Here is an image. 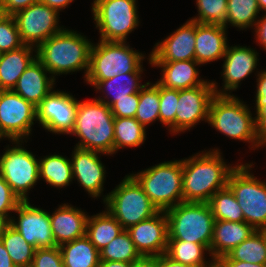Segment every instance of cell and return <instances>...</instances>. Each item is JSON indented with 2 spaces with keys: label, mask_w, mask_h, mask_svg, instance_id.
<instances>
[{
  "label": "cell",
  "mask_w": 266,
  "mask_h": 267,
  "mask_svg": "<svg viewBox=\"0 0 266 267\" xmlns=\"http://www.w3.org/2000/svg\"><path fill=\"white\" fill-rule=\"evenodd\" d=\"M195 35L196 21L187 20L163 41L155 43L148 57L151 62L195 60Z\"/></svg>",
  "instance_id": "19"
},
{
  "label": "cell",
  "mask_w": 266,
  "mask_h": 267,
  "mask_svg": "<svg viewBox=\"0 0 266 267\" xmlns=\"http://www.w3.org/2000/svg\"><path fill=\"white\" fill-rule=\"evenodd\" d=\"M205 253L211 260L206 261ZM165 254L176 262L192 267H205L213 260L210 249L204 244L182 240H168Z\"/></svg>",
  "instance_id": "31"
},
{
  "label": "cell",
  "mask_w": 266,
  "mask_h": 267,
  "mask_svg": "<svg viewBox=\"0 0 266 267\" xmlns=\"http://www.w3.org/2000/svg\"><path fill=\"white\" fill-rule=\"evenodd\" d=\"M91 7L99 40L127 42L140 23L136 0H94Z\"/></svg>",
  "instance_id": "10"
},
{
  "label": "cell",
  "mask_w": 266,
  "mask_h": 267,
  "mask_svg": "<svg viewBox=\"0 0 266 267\" xmlns=\"http://www.w3.org/2000/svg\"><path fill=\"white\" fill-rule=\"evenodd\" d=\"M35 58L36 48L29 45L0 53V90H12L19 77Z\"/></svg>",
  "instance_id": "26"
},
{
  "label": "cell",
  "mask_w": 266,
  "mask_h": 267,
  "mask_svg": "<svg viewBox=\"0 0 266 267\" xmlns=\"http://www.w3.org/2000/svg\"><path fill=\"white\" fill-rule=\"evenodd\" d=\"M221 154L216 148L182 159L183 202L208 203L215 192L227 186L236 165H227Z\"/></svg>",
  "instance_id": "1"
},
{
  "label": "cell",
  "mask_w": 266,
  "mask_h": 267,
  "mask_svg": "<svg viewBox=\"0 0 266 267\" xmlns=\"http://www.w3.org/2000/svg\"><path fill=\"white\" fill-rule=\"evenodd\" d=\"M146 140V129L135 118H114V154L126 147H139Z\"/></svg>",
  "instance_id": "33"
},
{
  "label": "cell",
  "mask_w": 266,
  "mask_h": 267,
  "mask_svg": "<svg viewBox=\"0 0 266 267\" xmlns=\"http://www.w3.org/2000/svg\"><path fill=\"white\" fill-rule=\"evenodd\" d=\"M18 214L10 219V225L32 246L50 248L57 246L51 229L50 213L32 206L30 201H21L15 211ZM14 218V219H13Z\"/></svg>",
  "instance_id": "15"
},
{
  "label": "cell",
  "mask_w": 266,
  "mask_h": 267,
  "mask_svg": "<svg viewBox=\"0 0 266 267\" xmlns=\"http://www.w3.org/2000/svg\"><path fill=\"white\" fill-rule=\"evenodd\" d=\"M141 74L143 72H129L100 81L94 88L100 91L103 97L99 96L96 99L110 107L118 99L131 98V94L140 92L145 85L141 84Z\"/></svg>",
  "instance_id": "27"
},
{
  "label": "cell",
  "mask_w": 266,
  "mask_h": 267,
  "mask_svg": "<svg viewBox=\"0 0 266 267\" xmlns=\"http://www.w3.org/2000/svg\"><path fill=\"white\" fill-rule=\"evenodd\" d=\"M260 8L257 0H227L228 25L237 27L240 30L253 28L259 19Z\"/></svg>",
  "instance_id": "35"
},
{
  "label": "cell",
  "mask_w": 266,
  "mask_h": 267,
  "mask_svg": "<svg viewBox=\"0 0 266 267\" xmlns=\"http://www.w3.org/2000/svg\"><path fill=\"white\" fill-rule=\"evenodd\" d=\"M252 114L248 104L238 96L215 95L209 106L208 124L224 136L251 143V150H256L266 146V140L256 128Z\"/></svg>",
  "instance_id": "3"
},
{
  "label": "cell",
  "mask_w": 266,
  "mask_h": 267,
  "mask_svg": "<svg viewBox=\"0 0 266 267\" xmlns=\"http://www.w3.org/2000/svg\"><path fill=\"white\" fill-rule=\"evenodd\" d=\"M3 15H4V13H3V9H2L1 6H0V18H1Z\"/></svg>",
  "instance_id": "57"
},
{
  "label": "cell",
  "mask_w": 266,
  "mask_h": 267,
  "mask_svg": "<svg viewBox=\"0 0 266 267\" xmlns=\"http://www.w3.org/2000/svg\"><path fill=\"white\" fill-rule=\"evenodd\" d=\"M254 164H237L228 177L227 186L241 207L245 222L255 230H266V182L254 176Z\"/></svg>",
  "instance_id": "8"
},
{
  "label": "cell",
  "mask_w": 266,
  "mask_h": 267,
  "mask_svg": "<svg viewBox=\"0 0 266 267\" xmlns=\"http://www.w3.org/2000/svg\"><path fill=\"white\" fill-rule=\"evenodd\" d=\"M64 267H98L100 253L85 235L59 246Z\"/></svg>",
  "instance_id": "28"
},
{
  "label": "cell",
  "mask_w": 266,
  "mask_h": 267,
  "mask_svg": "<svg viewBox=\"0 0 266 267\" xmlns=\"http://www.w3.org/2000/svg\"><path fill=\"white\" fill-rule=\"evenodd\" d=\"M74 0H40V2L44 3L45 5L55 9L60 13L61 10H64L68 5L72 3Z\"/></svg>",
  "instance_id": "49"
},
{
  "label": "cell",
  "mask_w": 266,
  "mask_h": 267,
  "mask_svg": "<svg viewBox=\"0 0 266 267\" xmlns=\"http://www.w3.org/2000/svg\"><path fill=\"white\" fill-rule=\"evenodd\" d=\"M215 220L244 222V214L233 192L226 186L213 194L208 202Z\"/></svg>",
  "instance_id": "34"
},
{
  "label": "cell",
  "mask_w": 266,
  "mask_h": 267,
  "mask_svg": "<svg viewBox=\"0 0 266 267\" xmlns=\"http://www.w3.org/2000/svg\"><path fill=\"white\" fill-rule=\"evenodd\" d=\"M102 153L74 147L72 151L71 165L73 180H77L86 193L97 199L104 191L106 179L105 165L101 162L99 155Z\"/></svg>",
  "instance_id": "20"
},
{
  "label": "cell",
  "mask_w": 266,
  "mask_h": 267,
  "mask_svg": "<svg viewBox=\"0 0 266 267\" xmlns=\"http://www.w3.org/2000/svg\"><path fill=\"white\" fill-rule=\"evenodd\" d=\"M142 256H160L166 253L168 242V219L165 211L142 220L126 229Z\"/></svg>",
  "instance_id": "18"
},
{
  "label": "cell",
  "mask_w": 266,
  "mask_h": 267,
  "mask_svg": "<svg viewBox=\"0 0 266 267\" xmlns=\"http://www.w3.org/2000/svg\"><path fill=\"white\" fill-rule=\"evenodd\" d=\"M258 52L250 46H227L224 55L221 77L223 88L218 89L217 82L212 81L215 95H231L232 91L238 89L239 84L252 74L257 68Z\"/></svg>",
  "instance_id": "17"
},
{
  "label": "cell",
  "mask_w": 266,
  "mask_h": 267,
  "mask_svg": "<svg viewBox=\"0 0 266 267\" xmlns=\"http://www.w3.org/2000/svg\"><path fill=\"white\" fill-rule=\"evenodd\" d=\"M37 2H40V0H2L0 2V6L3 9L4 15L13 16L18 11L23 10Z\"/></svg>",
  "instance_id": "45"
},
{
  "label": "cell",
  "mask_w": 266,
  "mask_h": 267,
  "mask_svg": "<svg viewBox=\"0 0 266 267\" xmlns=\"http://www.w3.org/2000/svg\"><path fill=\"white\" fill-rule=\"evenodd\" d=\"M37 108V122L50 133L70 134L74 128L78 100L69 92L53 90Z\"/></svg>",
  "instance_id": "14"
},
{
  "label": "cell",
  "mask_w": 266,
  "mask_h": 267,
  "mask_svg": "<svg viewBox=\"0 0 266 267\" xmlns=\"http://www.w3.org/2000/svg\"><path fill=\"white\" fill-rule=\"evenodd\" d=\"M159 84L146 82L139 92V105L135 119L146 129L147 125L159 121Z\"/></svg>",
  "instance_id": "37"
},
{
  "label": "cell",
  "mask_w": 266,
  "mask_h": 267,
  "mask_svg": "<svg viewBox=\"0 0 266 267\" xmlns=\"http://www.w3.org/2000/svg\"><path fill=\"white\" fill-rule=\"evenodd\" d=\"M31 267H64L59 246L37 248Z\"/></svg>",
  "instance_id": "42"
},
{
  "label": "cell",
  "mask_w": 266,
  "mask_h": 267,
  "mask_svg": "<svg viewBox=\"0 0 266 267\" xmlns=\"http://www.w3.org/2000/svg\"><path fill=\"white\" fill-rule=\"evenodd\" d=\"M130 175L158 211H167L183 202L182 159L164 161Z\"/></svg>",
  "instance_id": "6"
},
{
  "label": "cell",
  "mask_w": 266,
  "mask_h": 267,
  "mask_svg": "<svg viewBox=\"0 0 266 267\" xmlns=\"http://www.w3.org/2000/svg\"><path fill=\"white\" fill-rule=\"evenodd\" d=\"M39 179L54 188H65L73 182L71 159L60 154L39 158Z\"/></svg>",
  "instance_id": "30"
},
{
  "label": "cell",
  "mask_w": 266,
  "mask_h": 267,
  "mask_svg": "<svg viewBox=\"0 0 266 267\" xmlns=\"http://www.w3.org/2000/svg\"><path fill=\"white\" fill-rule=\"evenodd\" d=\"M37 108L12 90H0V129L10 141L30 139Z\"/></svg>",
  "instance_id": "13"
},
{
  "label": "cell",
  "mask_w": 266,
  "mask_h": 267,
  "mask_svg": "<svg viewBox=\"0 0 266 267\" xmlns=\"http://www.w3.org/2000/svg\"><path fill=\"white\" fill-rule=\"evenodd\" d=\"M92 45L82 33L64 28L36 48V58L54 79L58 75L84 70L85 80Z\"/></svg>",
  "instance_id": "2"
},
{
  "label": "cell",
  "mask_w": 266,
  "mask_h": 267,
  "mask_svg": "<svg viewBox=\"0 0 266 267\" xmlns=\"http://www.w3.org/2000/svg\"><path fill=\"white\" fill-rule=\"evenodd\" d=\"M98 267H129V263L120 261H105L100 260Z\"/></svg>",
  "instance_id": "52"
},
{
  "label": "cell",
  "mask_w": 266,
  "mask_h": 267,
  "mask_svg": "<svg viewBox=\"0 0 266 267\" xmlns=\"http://www.w3.org/2000/svg\"><path fill=\"white\" fill-rule=\"evenodd\" d=\"M0 267H16L2 241H0Z\"/></svg>",
  "instance_id": "50"
},
{
  "label": "cell",
  "mask_w": 266,
  "mask_h": 267,
  "mask_svg": "<svg viewBox=\"0 0 266 267\" xmlns=\"http://www.w3.org/2000/svg\"><path fill=\"white\" fill-rule=\"evenodd\" d=\"M215 96L213 83L207 80L203 85L179 90L176 109V134L190 131L201 121L208 123L209 106Z\"/></svg>",
  "instance_id": "16"
},
{
  "label": "cell",
  "mask_w": 266,
  "mask_h": 267,
  "mask_svg": "<svg viewBox=\"0 0 266 267\" xmlns=\"http://www.w3.org/2000/svg\"><path fill=\"white\" fill-rule=\"evenodd\" d=\"M165 213L168 240L204 244L210 249L215 219L208 203L181 202Z\"/></svg>",
  "instance_id": "7"
},
{
  "label": "cell",
  "mask_w": 266,
  "mask_h": 267,
  "mask_svg": "<svg viewBox=\"0 0 266 267\" xmlns=\"http://www.w3.org/2000/svg\"><path fill=\"white\" fill-rule=\"evenodd\" d=\"M114 118L110 107L100 100H78L74 128L69 134L80 138L75 147L114 155Z\"/></svg>",
  "instance_id": "4"
},
{
  "label": "cell",
  "mask_w": 266,
  "mask_h": 267,
  "mask_svg": "<svg viewBox=\"0 0 266 267\" xmlns=\"http://www.w3.org/2000/svg\"><path fill=\"white\" fill-rule=\"evenodd\" d=\"M253 29L256 42L266 51V13L259 17Z\"/></svg>",
  "instance_id": "46"
},
{
  "label": "cell",
  "mask_w": 266,
  "mask_h": 267,
  "mask_svg": "<svg viewBox=\"0 0 266 267\" xmlns=\"http://www.w3.org/2000/svg\"><path fill=\"white\" fill-rule=\"evenodd\" d=\"M1 241L16 267H31L36 248L29 244L15 228L9 225Z\"/></svg>",
  "instance_id": "36"
},
{
  "label": "cell",
  "mask_w": 266,
  "mask_h": 267,
  "mask_svg": "<svg viewBox=\"0 0 266 267\" xmlns=\"http://www.w3.org/2000/svg\"><path fill=\"white\" fill-rule=\"evenodd\" d=\"M55 83L56 79L35 58L19 77L12 91L37 107L53 90Z\"/></svg>",
  "instance_id": "21"
},
{
  "label": "cell",
  "mask_w": 266,
  "mask_h": 267,
  "mask_svg": "<svg viewBox=\"0 0 266 267\" xmlns=\"http://www.w3.org/2000/svg\"><path fill=\"white\" fill-rule=\"evenodd\" d=\"M223 25L196 22L195 60L204 65L224 58L228 46Z\"/></svg>",
  "instance_id": "23"
},
{
  "label": "cell",
  "mask_w": 266,
  "mask_h": 267,
  "mask_svg": "<svg viewBox=\"0 0 266 267\" xmlns=\"http://www.w3.org/2000/svg\"><path fill=\"white\" fill-rule=\"evenodd\" d=\"M0 155V176L10 185L21 201L29 200V191L37 185L39 179V159L33 152L25 149L24 142L10 141ZM23 144V146H22Z\"/></svg>",
  "instance_id": "11"
},
{
  "label": "cell",
  "mask_w": 266,
  "mask_h": 267,
  "mask_svg": "<svg viewBox=\"0 0 266 267\" xmlns=\"http://www.w3.org/2000/svg\"><path fill=\"white\" fill-rule=\"evenodd\" d=\"M129 267H157V256H142L140 259L129 263Z\"/></svg>",
  "instance_id": "47"
},
{
  "label": "cell",
  "mask_w": 266,
  "mask_h": 267,
  "mask_svg": "<svg viewBox=\"0 0 266 267\" xmlns=\"http://www.w3.org/2000/svg\"><path fill=\"white\" fill-rule=\"evenodd\" d=\"M159 121L169 128V132L176 135V109L179 101V90L159 85Z\"/></svg>",
  "instance_id": "40"
},
{
  "label": "cell",
  "mask_w": 266,
  "mask_h": 267,
  "mask_svg": "<svg viewBox=\"0 0 266 267\" xmlns=\"http://www.w3.org/2000/svg\"><path fill=\"white\" fill-rule=\"evenodd\" d=\"M20 202L10 185L0 176V215L10 220V213L15 211Z\"/></svg>",
  "instance_id": "43"
},
{
  "label": "cell",
  "mask_w": 266,
  "mask_h": 267,
  "mask_svg": "<svg viewBox=\"0 0 266 267\" xmlns=\"http://www.w3.org/2000/svg\"><path fill=\"white\" fill-rule=\"evenodd\" d=\"M205 267H226L219 259H213L207 266Z\"/></svg>",
  "instance_id": "54"
},
{
  "label": "cell",
  "mask_w": 266,
  "mask_h": 267,
  "mask_svg": "<svg viewBox=\"0 0 266 267\" xmlns=\"http://www.w3.org/2000/svg\"><path fill=\"white\" fill-rule=\"evenodd\" d=\"M123 230L121 224L106 208L96 215L88 216L86 236L98 251L109 244Z\"/></svg>",
  "instance_id": "29"
},
{
  "label": "cell",
  "mask_w": 266,
  "mask_h": 267,
  "mask_svg": "<svg viewBox=\"0 0 266 267\" xmlns=\"http://www.w3.org/2000/svg\"><path fill=\"white\" fill-rule=\"evenodd\" d=\"M157 267H192L172 260L166 254L157 256Z\"/></svg>",
  "instance_id": "48"
},
{
  "label": "cell",
  "mask_w": 266,
  "mask_h": 267,
  "mask_svg": "<svg viewBox=\"0 0 266 267\" xmlns=\"http://www.w3.org/2000/svg\"><path fill=\"white\" fill-rule=\"evenodd\" d=\"M127 42L103 41L93 43L85 81L95 87L100 81L129 72H143L144 53L134 50ZM142 63V64H141Z\"/></svg>",
  "instance_id": "5"
},
{
  "label": "cell",
  "mask_w": 266,
  "mask_h": 267,
  "mask_svg": "<svg viewBox=\"0 0 266 267\" xmlns=\"http://www.w3.org/2000/svg\"><path fill=\"white\" fill-rule=\"evenodd\" d=\"M152 67L161 69V77L156 81L160 86L183 90L203 85L206 81L199 78V69L201 66L196 60L173 61V62H151L150 57L147 58Z\"/></svg>",
  "instance_id": "24"
},
{
  "label": "cell",
  "mask_w": 266,
  "mask_h": 267,
  "mask_svg": "<svg viewBox=\"0 0 266 267\" xmlns=\"http://www.w3.org/2000/svg\"><path fill=\"white\" fill-rule=\"evenodd\" d=\"M261 12L266 13V0H257Z\"/></svg>",
  "instance_id": "55"
},
{
  "label": "cell",
  "mask_w": 266,
  "mask_h": 267,
  "mask_svg": "<svg viewBox=\"0 0 266 267\" xmlns=\"http://www.w3.org/2000/svg\"><path fill=\"white\" fill-rule=\"evenodd\" d=\"M106 209L123 229L138 224L158 212L139 183L130 175L102 198Z\"/></svg>",
  "instance_id": "9"
},
{
  "label": "cell",
  "mask_w": 266,
  "mask_h": 267,
  "mask_svg": "<svg viewBox=\"0 0 266 267\" xmlns=\"http://www.w3.org/2000/svg\"><path fill=\"white\" fill-rule=\"evenodd\" d=\"M10 225V220L6 216L0 215V241L6 228Z\"/></svg>",
  "instance_id": "53"
},
{
  "label": "cell",
  "mask_w": 266,
  "mask_h": 267,
  "mask_svg": "<svg viewBox=\"0 0 266 267\" xmlns=\"http://www.w3.org/2000/svg\"><path fill=\"white\" fill-rule=\"evenodd\" d=\"M219 260H238L266 264V230H256Z\"/></svg>",
  "instance_id": "32"
},
{
  "label": "cell",
  "mask_w": 266,
  "mask_h": 267,
  "mask_svg": "<svg viewBox=\"0 0 266 267\" xmlns=\"http://www.w3.org/2000/svg\"><path fill=\"white\" fill-rule=\"evenodd\" d=\"M139 105V92L131 94V98L118 99L110 106L115 118H134Z\"/></svg>",
  "instance_id": "44"
},
{
  "label": "cell",
  "mask_w": 266,
  "mask_h": 267,
  "mask_svg": "<svg viewBox=\"0 0 266 267\" xmlns=\"http://www.w3.org/2000/svg\"><path fill=\"white\" fill-rule=\"evenodd\" d=\"M256 230L244 222L215 220L210 254L213 259L226 256Z\"/></svg>",
  "instance_id": "25"
},
{
  "label": "cell",
  "mask_w": 266,
  "mask_h": 267,
  "mask_svg": "<svg viewBox=\"0 0 266 267\" xmlns=\"http://www.w3.org/2000/svg\"><path fill=\"white\" fill-rule=\"evenodd\" d=\"M226 267H266V264H254L238 260H220Z\"/></svg>",
  "instance_id": "51"
},
{
  "label": "cell",
  "mask_w": 266,
  "mask_h": 267,
  "mask_svg": "<svg viewBox=\"0 0 266 267\" xmlns=\"http://www.w3.org/2000/svg\"><path fill=\"white\" fill-rule=\"evenodd\" d=\"M88 216L82 209L64 203L50 214L52 233L57 246L86 235Z\"/></svg>",
  "instance_id": "22"
},
{
  "label": "cell",
  "mask_w": 266,
  "mask_h": 267,
  "mask_svg": "<svg viewBox=\"0 0 266 267\" xmlns=\"http://www.w3.org/2000/svg\"><path fill=\"white\" fill-rule=\"evenodd\" d=\"M59 12L37 2L13 15L21 41L24 45L37 48L51 36L64 29L60 26Z\"/></svg>",
  "instance_id": "12"
},
{
  "label": "cell",
  "mask_w": 266,
  "mask_h": 267,
  "mask_svg": "<svg viewBox=\"0 0 266 267\" xmlns=\"http://www.w3.org/2000/svg\"><path fill=\"white\" fill-rule=\"evenodd\" d=\"M23 45L14 17L3 15L0 18V53L18 49Z\"/></svg>",
  "instance_id": "41"
},
{
  "label": "cell",
  "mask_w": 266,
  "mask_h": 267,
  "mask_svg": "<svg viewBox=\"0 0 266 267\" xmlns=\"http://www.w3.org/2000/svg\"><path fill=\"white\" fill-rule=\"evenodd\" d=\"M6 139L7 137L5 136V134L1 131V129H0V141L2 140V139Z\"/></svg>",
  "instance_id": "56"
},
{
  "label": "cell",
  "mask_w": 266,
  "mask_h": 267,
  "mask_svg": "<svg viewBox=\"0 0 266 267\" xmlns=\"http://www.w3.org/2000/svg\"><path fill=\"white\" fill-rule=\"evenodd\" d=\"M196 17L191 20L197 23L223 25L226 28L227 0H196Z\"/></svg>",
  "instance_id": "39"
},
{
  "label": "cell",
  "mask_w": 266,
  "mask_h": 267,
  "mask_svg": "<svg viewBox=\"0 0 266 267\" xmlns=\"http://www.w3.org/2000/svg\"><path fill=\"white\" fill-rule=\"evenodd\" d=\"M100 260L131 263L142 257L131 240L127 230H123L109 244L99 251Z\"/></svg>",
  "instance_id": "38"
}]
</instances>
